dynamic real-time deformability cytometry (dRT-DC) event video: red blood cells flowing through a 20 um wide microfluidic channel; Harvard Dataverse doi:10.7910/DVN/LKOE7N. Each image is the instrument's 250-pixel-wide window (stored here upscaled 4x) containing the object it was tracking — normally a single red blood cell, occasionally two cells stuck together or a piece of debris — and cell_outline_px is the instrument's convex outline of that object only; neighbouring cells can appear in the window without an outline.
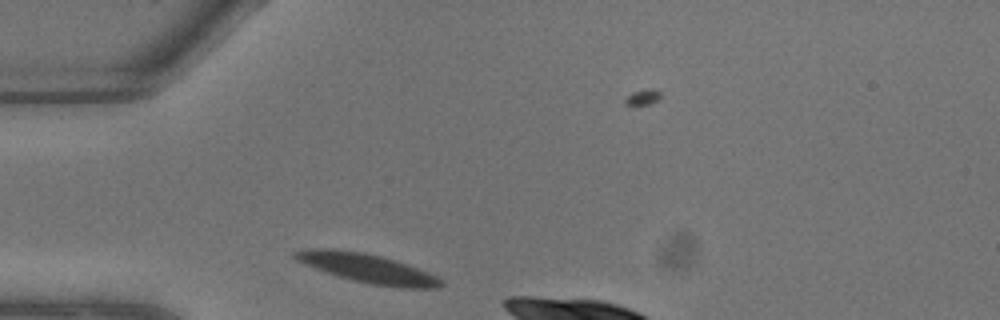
{"species": "common noctule bat (a hibernating species)", "species_latin": "Nyctalus noctula", "temperature_condition": "warm", "stored_images_in_passage": 3, "camera_frame_rate_fps": 3000, "um_per_image_px": 0.085, "animal": {"sex": "male", "body_mass_g": 13.3}, "frame": {"image": 1, "passage_image": 1, "time_ms": 0.0, "image_size_px": [1000, 320], "cell_outline_px": [[444, 284], [436, 288], [400, 288], [368, 284], [352, 280], [304, 264], [296, 260], [292, 256], [292, 252], [304, 248], [332, 248], [364, 252], [380, 256], [416, 268], [436, 276]], "centroid_in_image_um": [31.16, 22.79], "position_along_channel_um": 53.8, "area_um2": 24.45}}